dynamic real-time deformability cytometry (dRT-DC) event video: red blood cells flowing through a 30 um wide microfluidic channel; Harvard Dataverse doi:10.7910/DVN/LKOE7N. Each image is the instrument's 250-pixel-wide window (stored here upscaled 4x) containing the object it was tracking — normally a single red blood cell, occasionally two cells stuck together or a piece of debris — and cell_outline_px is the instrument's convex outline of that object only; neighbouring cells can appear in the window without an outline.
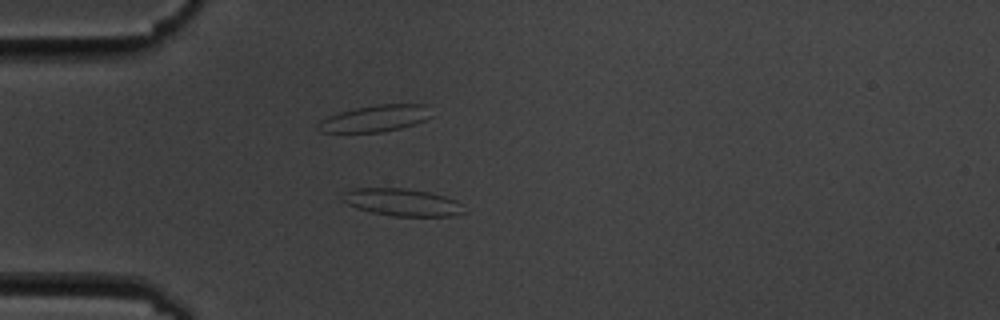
{"species": "common noctule bat (a hibernating species)", "species_latin": "Nyctalus noctula", "temperature_condition": "cold", "stored_images_in_passage": 13, "camera_frame_rate_fps": 3000, "um_per_image_px": 0.085, "animal": {"sex": "male", "body_mass_g": 19.5, "forearm_length_mm": 54.6}, "frame": {"image": 1, "passage_image": 4, "time_ms": 4.333, "image_size_px": [1000, 320], "cell_outline_px": [[468, 212], [452, 216], [392, 216], [372, 212], [356, 208], [340, 200], [344, 192], [352, 188], [404, 188], [428, 192], [444, 196], [456, 200]], "centroid_in_image_um": [34.17, 17.2], "position_along_channel_um": 50.8, "area_um2": 19.48}}